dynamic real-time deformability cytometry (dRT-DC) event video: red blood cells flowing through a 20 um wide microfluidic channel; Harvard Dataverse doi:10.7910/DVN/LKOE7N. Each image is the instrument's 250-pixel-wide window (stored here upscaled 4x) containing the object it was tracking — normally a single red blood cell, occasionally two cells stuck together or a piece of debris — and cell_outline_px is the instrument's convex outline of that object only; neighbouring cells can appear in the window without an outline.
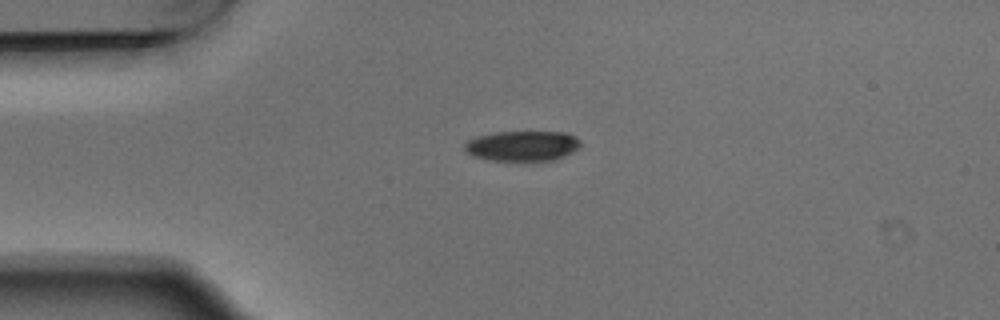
{"species": "Egyptian fruit bat (a non-hibernating species)", "species_latin": "Rousettus aegyptiacus", "temperature_condition": "warm", "stored_images_in_passage": 4, "camera_frame_rate_fps": 3000, "um_per_image_px": 0.085, "animal": {"sex": "male"}, "frame": {"image": 1, "passage_image": 1, "time_ms": 0.0, "image_size_px": [1000, 320], "cell_outline_px": [[580, 144], [572, 152], [556, 160], [488, 160], [472, 156], [464, 152], [464, 144], [468, 140], [476, 136], [496, 132], [564, 132], [576, 136], [580, 140]], "centroid_in_image_um": [44.36, 12.4], "position_along_channel_um": 40.6, "area_um2": 20.46}}
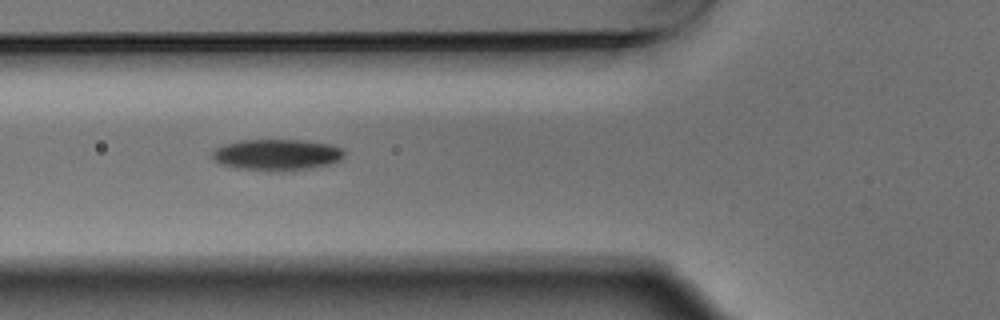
{"frame": {"image": 2, "passage_image": 3, "time_ms": 0.667, "image_size_px": [1000, 320], "cell_outline_px": [[344, 156], [336, 164], [288, 172], [280, 172], [236, 168], [220, 164], [212, 156], [212, 152], [216, 148], [224, 144], [240, 140], [304, 140], [328, 144], [340, 148], [344, 152]], "centroid_in_image_um": [23.57, 13.18], "position_along_channel_um": 102.2, "area_um2": 24.39}}
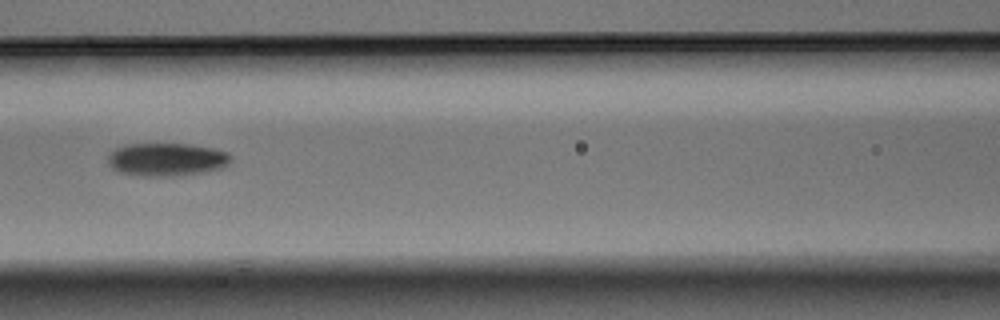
{"frame": {"image": 3, "passage_image": 4, "time_ms": 1.0, "image_size_px": [1000, 320], "cell_outline_px": [[232, 160], [224, 168], [204, 172], [176, 176], [136, 176], [116, 172], [108, 164], [108, 156], [116, 148], [128, 144], [192, 144], [212, 148], [228, 152], [232, 156]], "centroid_in_image_um": [14.18, 13.57], "position_along_channel_um": 152.4, "area_um2": 24.04}}